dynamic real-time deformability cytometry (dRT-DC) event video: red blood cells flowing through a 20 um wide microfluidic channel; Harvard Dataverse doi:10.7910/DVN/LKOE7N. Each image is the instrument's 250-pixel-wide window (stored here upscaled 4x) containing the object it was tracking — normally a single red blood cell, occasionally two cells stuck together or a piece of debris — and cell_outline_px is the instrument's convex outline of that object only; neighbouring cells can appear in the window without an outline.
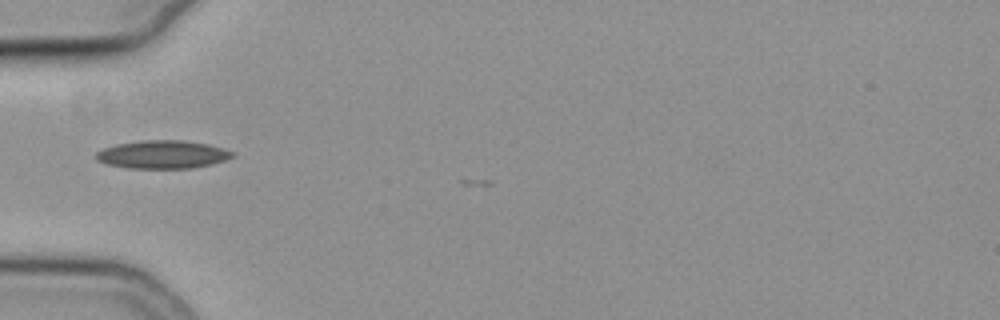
{"species": "common noctule bat (a hibernating species)", "species_latin": "Nyctalus noctula", "temperature_condition": "cold", "stored_images_in_passage": 3, "camera_frame_rate_fps": 3000, "um_per_image_px": 0.085, "animal": {"sex": "female", "body_mass_g": 19.3, "forearm_length_mm": 54.1}, "frame": {"image": 1, "passage_image": 1, "time_ms": 0.0, "image_size_px": [1000, 320], "cell_outline_px": [[236, 156], [212, 164], [192, 168], [128, 168], [108, 164], [96, 160], [96, 152], [104, 148], [116, 144], [140, 140], [184, 140], [208, 144], [236, 152]], "centroid_in_image_um": [13.84, 13.12], "position_along_channel_um": 71.2, "area_um2": 22.43}}